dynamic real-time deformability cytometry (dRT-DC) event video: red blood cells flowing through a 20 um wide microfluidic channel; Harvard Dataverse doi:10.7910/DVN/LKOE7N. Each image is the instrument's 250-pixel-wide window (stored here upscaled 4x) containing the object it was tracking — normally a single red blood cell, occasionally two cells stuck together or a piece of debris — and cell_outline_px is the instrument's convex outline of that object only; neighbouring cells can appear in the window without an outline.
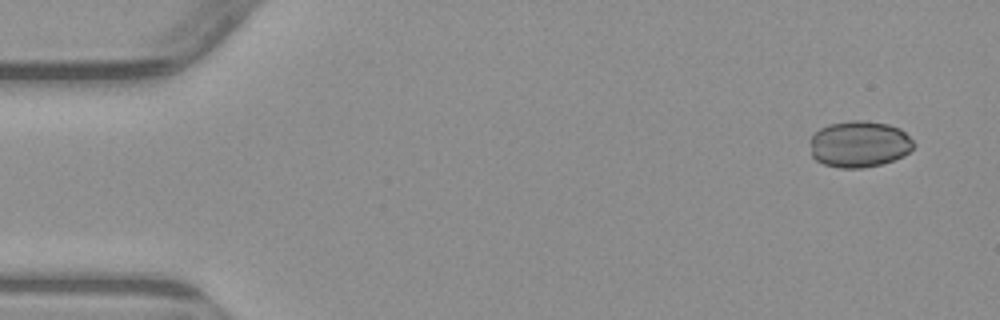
{"species": "common noctule bat (a hibernating species)", "species_latin": "Nyctalus noctula", "temperature_condition": "warm", "stored_images_in_passage": 4, "camera_frame_rate_fps": 3000, "um_per_image_px": 0.085, "animal": {"sex": "male", "body_mass_g": 23.1, "forearm_length_mm": 52.7}, "frame": {"image": 1, "passage_image": 1, "time_ms": 0.0, "image_size_px": [1000, 320], "cell_outline_px": [[912, 148], [904, 156], [880, 164], [864, 168], [840, 168], [824, 164], [816, 160], [812, 156], [808, 140], [820, 128], [828, 124], [852, 120], [864, 120], [888, 124], [900, 128], [912, 140]], "centroid_in_image_um": [72.99, 12.24], "position_along_channel_um": 12.0, "area_um2": 28.09}}
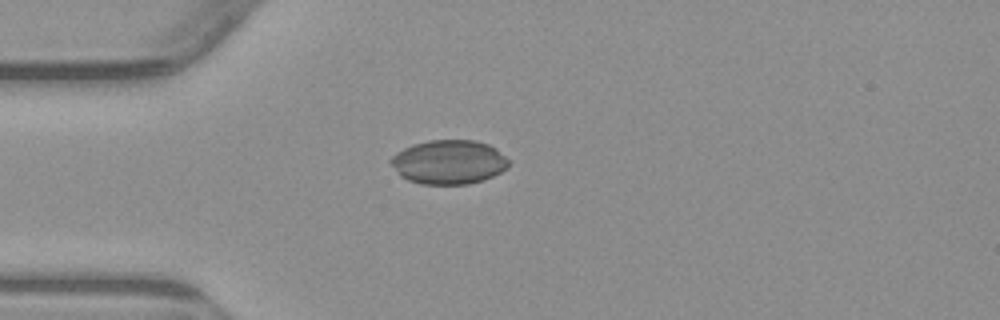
{"frame": {"image": 2, "passage_image": 4, "time_ms": 3.667, "image_size_px": [1000, 320], "cell_outline_px": [[508, 168], [484, 180], [468, 184], [420, 184], [408, 180], [400, 176], [388, 160], [396, 152], [412, 144], [428, 140], [476, 140], [488, 144], [496, 148], [508, 160]], "centroid_in_image_um": [38.13, 13.77], "position_along_channel_um": 46.9, "area_um2": 30.46}}